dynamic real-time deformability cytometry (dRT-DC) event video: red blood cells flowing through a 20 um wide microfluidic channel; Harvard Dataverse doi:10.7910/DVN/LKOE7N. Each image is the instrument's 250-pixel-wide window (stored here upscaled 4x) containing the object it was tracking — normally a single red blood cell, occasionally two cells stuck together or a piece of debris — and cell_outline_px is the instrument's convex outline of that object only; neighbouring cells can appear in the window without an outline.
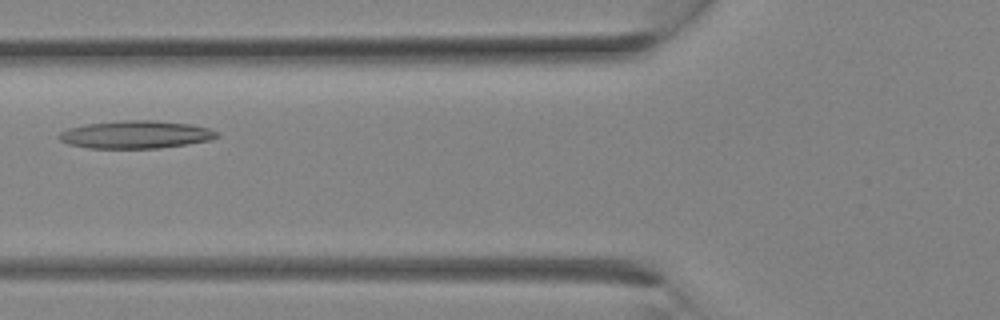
{"species": "Egyptian fruit bat (a non-hibernating species)", "species_latin": "Rousettus aegyptiacus", "temperature_condition": "room temperature", "stored_images_in_passage": 7, "camera_frame_rate_fps": 3000, "um_per_image_px": 0.085, "animal": {"sex": "female"}, "frame": {"image": 1, "passage_image": 6, "time_ms": 1.667, "image_size_px": [1000, 320], "cell_outline_px": [[220, 136], [208, 140], [188, 144], [160, 148], [88, 148], [68, 144], [60, 140], [56, 136], [60, 132], [68, 128], [84, 124], [120, 120], [152, 120], [192, 124], [208, 128], [216, 132]], "centroid_in_image_um": [11.5, 11.43], "position_along_channel_um": 114.3, "area_um2": 25.66}}